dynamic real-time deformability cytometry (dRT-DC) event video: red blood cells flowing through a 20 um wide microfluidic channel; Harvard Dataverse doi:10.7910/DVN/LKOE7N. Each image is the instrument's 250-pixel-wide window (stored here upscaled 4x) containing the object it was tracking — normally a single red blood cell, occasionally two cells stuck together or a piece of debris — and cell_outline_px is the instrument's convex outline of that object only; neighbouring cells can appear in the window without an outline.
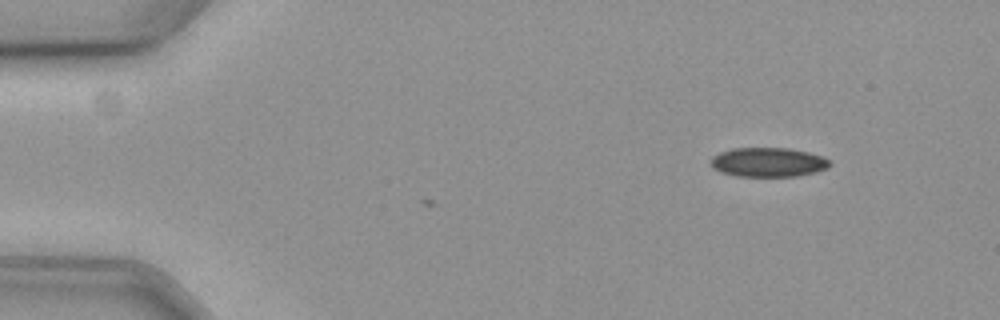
{"species": "common noctule bat (a hibernating species)", "species_latin": "Nyctalus noctula", "temperature_condition": "cold", "stored_images_in_passage": 2, "camera_frame_rate_fps": 3000, "um_per_image_px": 0.085, "animal": {"sex": "female", "body_mass_g": 19.3, "forearm_length_mm": 54.1}, "frame": {"image": 1, "passage_image": 2, "time_ms": 0.333, "image_size_px": [1000, 320], "cell_outline_px": [[832, 164], [828, 168], [816, 172], [796, 176], [736, 176], [724, 172], [716, 168], [712, 164], [712, 156], [720, 152], [732, 148], [788, 148], [808, 152], [820, 156], [828, 160]], "centroid_in_image_um": [65.33, 13.78], "position_along_channel_um": 19.7, "area_um2": 20.06}}